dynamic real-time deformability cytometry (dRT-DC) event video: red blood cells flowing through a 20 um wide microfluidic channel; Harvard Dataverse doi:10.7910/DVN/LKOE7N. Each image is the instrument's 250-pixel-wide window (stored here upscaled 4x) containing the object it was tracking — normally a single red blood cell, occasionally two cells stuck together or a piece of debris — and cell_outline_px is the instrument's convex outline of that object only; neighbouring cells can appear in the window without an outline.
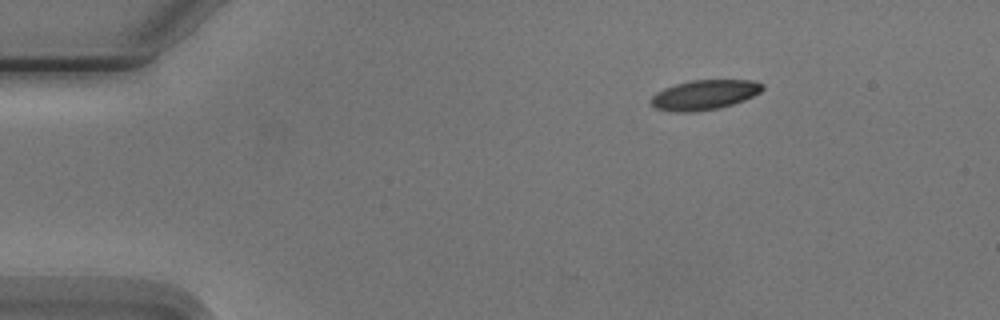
{"species": "Egyptian fruit bat (a non-hibernating species)", "species_latin": "Rousettus aegyptiacus", "temperature_condition": "cold", "stored_images_in_passage": 5, "camera_frame_rate_fps": 3000, "um_per_image_px": 0.085, "animal": {"sex": "male"}, "frame": {"image": 1, "passage_image": 1, "time_ms": 0.0, "image_size_px": [1000, 320], "cell_outline_px": [[764, 88], [760, 92], [744, 100], [720, 108], [692, 112], [676, 112], [656, 108], [648, 100], [656, 92], [664, 88], [676, 84], [692, 80], [752, 80], [764, 84]], "centroid_in_image_um": [59.87, 8.06], "position_along_channel_um": 25.1, "area_um2": 19.36}}